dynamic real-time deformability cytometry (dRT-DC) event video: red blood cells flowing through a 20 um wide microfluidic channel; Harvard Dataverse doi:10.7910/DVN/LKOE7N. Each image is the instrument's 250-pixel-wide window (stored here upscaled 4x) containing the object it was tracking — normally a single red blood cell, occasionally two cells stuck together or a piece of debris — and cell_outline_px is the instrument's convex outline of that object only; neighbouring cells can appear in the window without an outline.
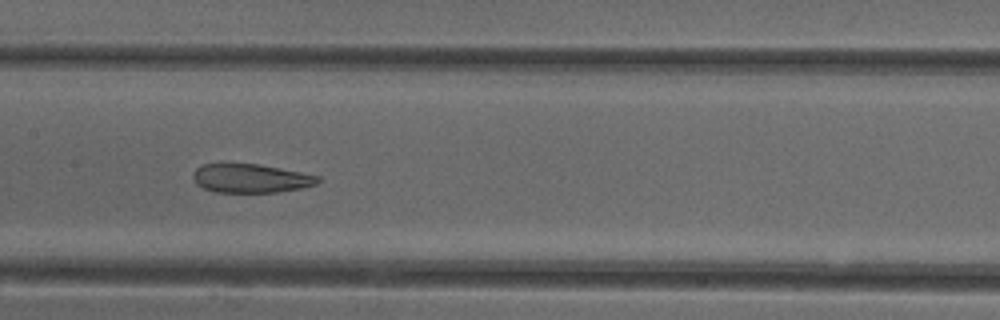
{"species": "common noctule bat (a hibernating species)", "species_latin": "Nyctalus noctula", "temperature_condition": "cold", "stored_images_in_passage": 36, "camera_frame_rate_fps": 3000, "um_per_image_px": 0.085, "animal": {"sex": "female"}, "frame": {"image": 1, "passage_image": 11, "time_ms": 3.333, "image_size_px": [1000, 320], "cell_outline_px": [[320, 180], [316, 184], [300, 188], [276, 192], [216, 192], [204, 188], [196, 184], [192, 176], [192, 172], [200, 164], [260, 164], [320, 176]], "centroid_in_image_um": [21.28, 15.15], "position_along_channel_um": 186.1, "area_um2": 20.87}}
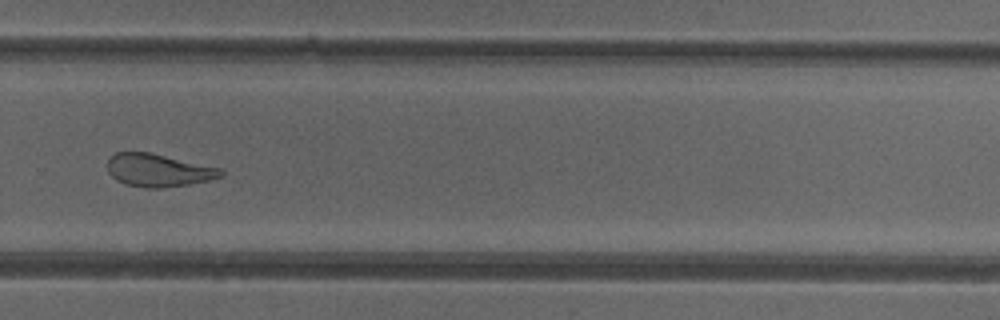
{"frame": {"image": 2, "passage_image": 21, "time_ms": 6.667, "image_size_px": [1000, 320], "cell_outline_px": [[224, 176], [208, 180], [188, 184], [156, 188], [144, 188], [128, 184], [116, 180], [108, 172], [108, 160], [116, 152], [148, 152], [220, 168], [224, 172]], "centroid_in_image_um": [13.45, 14.47], "position_along_channel_um": 316.3, "area_um2": 21.33}, "authors_computed_cell_mechanics": {"area_um2": 23.2067, "velocity_mm_per_s": 3.9324, "shape_relaxation_time_tau1_ms": null, "shape_relaxation_time_tau2_ms": 2.1953, "deformation_change_tau1": null, "deformation_change_tau2": 0.1}}